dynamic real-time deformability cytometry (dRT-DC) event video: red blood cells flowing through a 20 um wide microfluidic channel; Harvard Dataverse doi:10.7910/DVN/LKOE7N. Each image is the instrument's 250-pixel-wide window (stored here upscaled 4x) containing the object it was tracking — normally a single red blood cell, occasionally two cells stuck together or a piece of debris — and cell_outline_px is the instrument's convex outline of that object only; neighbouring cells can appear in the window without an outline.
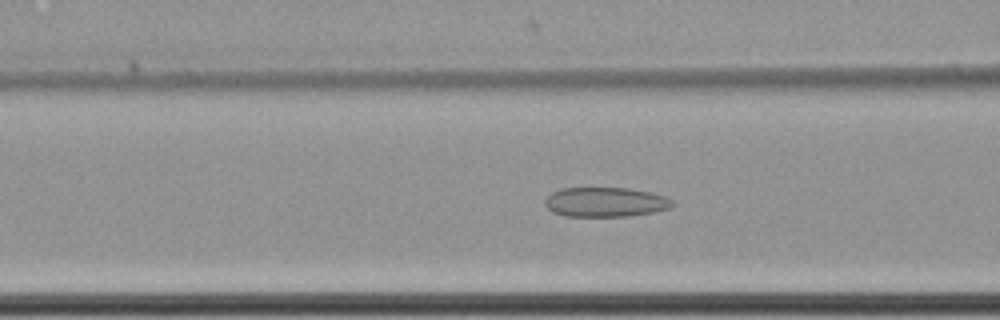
{"species": "common noctule bat (a hibernating species)", "species_latin": "Nyctalus noctula", "temperature_condition": "cold", "stored_images_in_passage": 50, "camera_frame_rate_fps": 3000, "um_per_image_px": 0.085, "animal": {"sex": "female", "body_mass_g": 22.7, "forearm_length_mm": 54.2}, "frame": {"image": 1, "passage_image": 26, "time_ms": 8.333, "image_size_px": [1000, 320], "cell_outline_px": [[676, 204], [672, 208], [652, 212], [628, 216], [564, 216], [552, 212], [544, 204], [544, 200], [552, 192], [560, 188], [628, 188], [648, 192], [664, 196], [672, 200]], "centroid_in_image_um": [51.45, 17.18], "position_along_channel_um": 115.2, "area_um2": 22.02}}
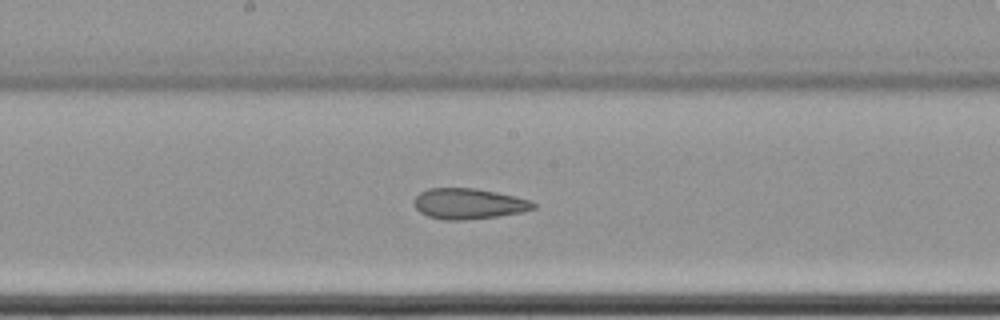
{"frame": {"image": 2, "passage_image": 34, "time_ms": 11.0, "image_size_px": [1000, 320], "cell_outline_px": [[536, 208], [524, 212], [496, 216], [464, 220], [444, 220], [428, 216], [420, 212], [412, 204], [416, 196], [420, 192], [428, 188], [476, 188], [516, 196], [532, 200], [536, 204]], "centroid_in_image_um": [39.85, 17.31], "position_along_channel_um": 208.4, "area_um2": 21.5}}
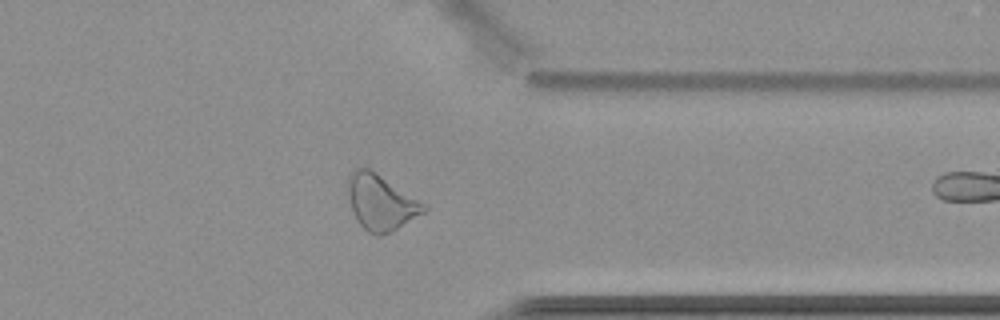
{"frame": {"image": 3, "passage_image": 49, "time_ms": 16.0, "image_size_px": [1000, 320], "cell_outline_px": [[428, 208], [424, 212], [392, 232], [380, 236], [376, 236], [368, 232], [356, 220], [352, 212], [348, 192], [348, 176], [356, 168], [368, 168], [424, 204]], "centroid_in_image_um": [32.33, 17.24], "position_along_channel_um": 379.1, "area_um2": 23.99}}